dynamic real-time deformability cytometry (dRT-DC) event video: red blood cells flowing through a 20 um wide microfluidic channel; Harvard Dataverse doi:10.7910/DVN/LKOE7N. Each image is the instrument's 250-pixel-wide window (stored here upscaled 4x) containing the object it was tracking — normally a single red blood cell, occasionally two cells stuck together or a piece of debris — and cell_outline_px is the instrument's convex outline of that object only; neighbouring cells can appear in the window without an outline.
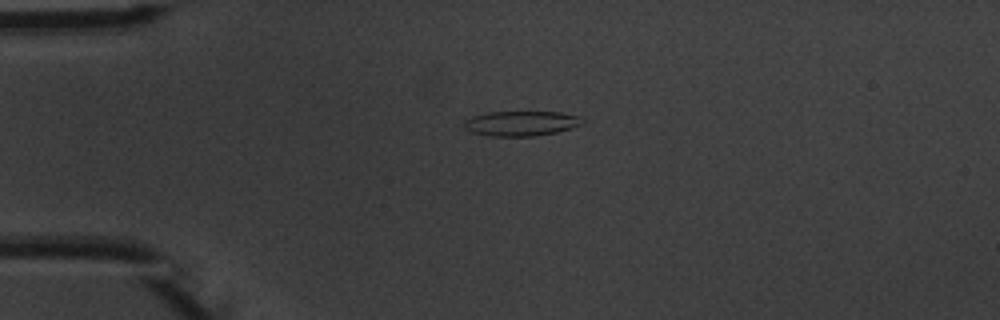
{"species": "common noctule bat (a hibernating species)", "species_latin": "Nyctalus noctula", "temperature_condition": "warm", "stored_images_in_passage": 5, "camera_frame_rate_fps": 3000, "um_per_image_px": 0.085, "animal": {"sex": "male", "body_mass_g": 20.1, "forearm_length_mm": 53.5}, "frame": {"image": 1, "passage_image": 5, "time_ms": 5.667, "image_size_px": [1000, 320], "cell_outline_px": [[584, 124], [572, 128], [556, 132], [536, 136], [488, 136], [468, 132], [464, 128], [464, 120], [472, 116], [488, 112], [560, 112], [580, 116], [584, 120]], "centroid_in_image_um": [44.28, 10.49], "position_along_channel_um": 40.7, "area_um2": 17.46}}